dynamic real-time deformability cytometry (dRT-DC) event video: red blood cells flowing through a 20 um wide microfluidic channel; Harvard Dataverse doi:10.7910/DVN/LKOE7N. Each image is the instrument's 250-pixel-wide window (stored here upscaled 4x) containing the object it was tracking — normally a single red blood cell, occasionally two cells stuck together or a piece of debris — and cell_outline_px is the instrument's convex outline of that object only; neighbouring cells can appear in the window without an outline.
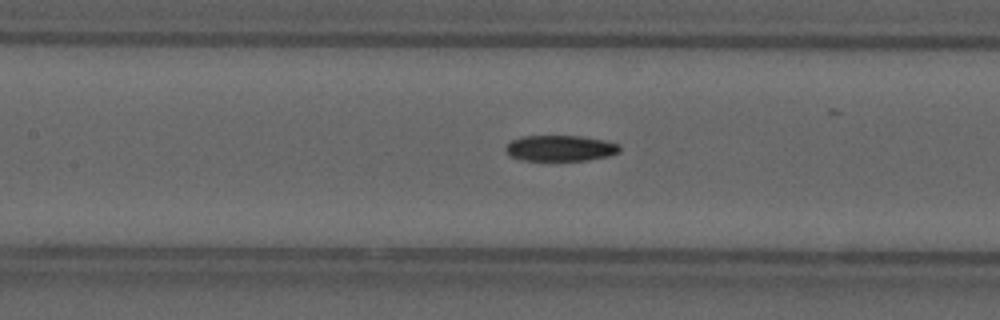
{"species": "common noctule bat (a hibernating species)", "species_latin": "Nyctalus noctula", "temperature_condition": "cold", "stored_images_in_passage": 42, "camera_frame_rate_fps": 3000, "um_per_image_px": 0.085, "animal": {"sex": "male", "forearm_length_mm": 52.5}, "frame": {"image": 1, "passage_image": 24, "time_ms": 7.667, "image_size_px": [1000, 320], "cell_outline_px": [[620, 152], [608, 156], [588, 160], [520, 160], [508, 156], [504, 148], [512, 140], [524, 136], [580, 136], [604, 140], [620, 144]], "centroid_in_image_um": [47.62, 12.6], "position_along_channel_um": 159.8, "area_um2": 17.22}}